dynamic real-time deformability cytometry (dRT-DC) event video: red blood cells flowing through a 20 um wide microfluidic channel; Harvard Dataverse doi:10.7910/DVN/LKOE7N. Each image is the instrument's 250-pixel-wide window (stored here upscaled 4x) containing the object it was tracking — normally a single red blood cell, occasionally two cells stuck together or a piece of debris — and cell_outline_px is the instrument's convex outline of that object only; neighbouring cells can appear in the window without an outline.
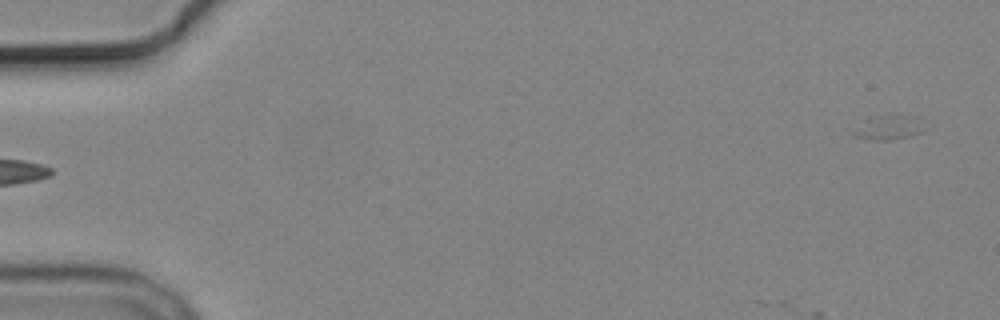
{"species": "common noctule bat (a hibernating species)", "species_latin": "Nyctalus noctula", "temperature_condition": "cold", "stored_images_in_passage": 4, "segment_of_instrument_passage": [2, 2], "camera_frame_rate_fps": 3000, "um_per_image_px": 0.085, "animal": {"sex": "male", "body_mass_g": 19.2, "forearm_length_mm": 51.8}, "frame": {"image": 1, "passage_image": 4, "time_ms": 4.333, "image_size_px": [1000, 320], "cell_outline_px": [[928, 128], [924, 132], [912, 136], [892, 140], [872, 140], [852, 136], [848, 132], [848, 128], [868, 116], [916, 116]], "centroid_in_image_um": [75.43, 10.85], "position_along_channel_um": 9.6, "area_um2": 10.92}}